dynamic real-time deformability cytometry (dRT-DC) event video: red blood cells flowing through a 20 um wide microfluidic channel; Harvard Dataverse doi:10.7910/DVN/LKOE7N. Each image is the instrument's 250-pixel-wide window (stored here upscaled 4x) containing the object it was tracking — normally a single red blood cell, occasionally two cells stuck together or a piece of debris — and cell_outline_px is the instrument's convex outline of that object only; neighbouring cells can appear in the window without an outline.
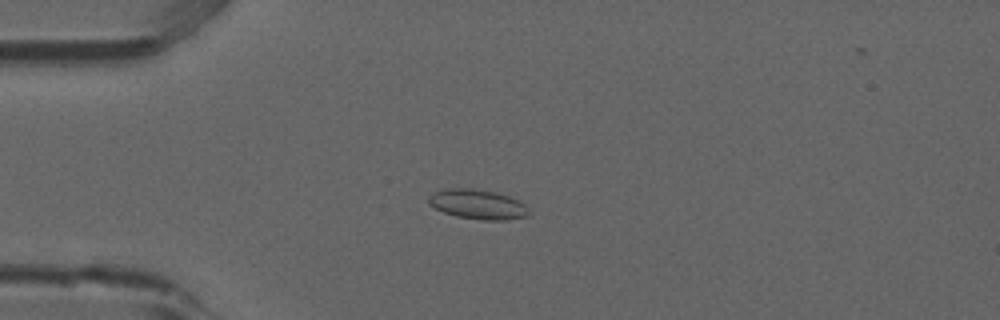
{"species": "common noctule bat (a hibernating species)", "species_latin": "Nyctalus noctula", "temperature_condition": "room temperature", "stored_images_in_passage": 44, "camera_frame_rate_fps": 3000, "um_per_image_px": 0.085, "animal": {"sex": "male", "forearm_length_mm": 52.5}, "frame": {"image": 1, "passage_image": 5, "time_ms": 1.333, "image_size_px": [1000, 320], "cell_outline_px": [[528, 216], [508, 220], [484, 220], [456, 216], [444, 212], [428, 204], [428, 196], [436, 192], [448, 188], [472, 188], [492, 192], [508, 196], [524, 204], [528, 212]], "centroid_in_image_um": [40.58, 17.37], "position_along_channel_um": 44.4, "area_um2": 17.05}}
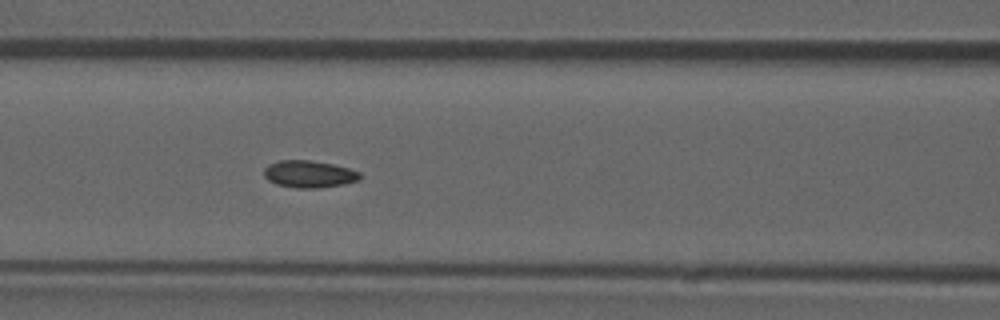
{"frame": {"image": 2, "passage_image": 14, "time_ms": 4.333, "image_size_px": [1000, 320], "cell_outline_px": [[360, 180], [344, 184], [316, 188], [296, 188], [276, 184], [268, 180], [264, 176], [264, 168], [268, 164], [280, 160], [312, 160], [332, 164], [348, 168], [360, 172]], "centroid_in_image_um": [26.25, 14.79], "position_along_channel_um": 140.3, "area_um2": 15.2}}
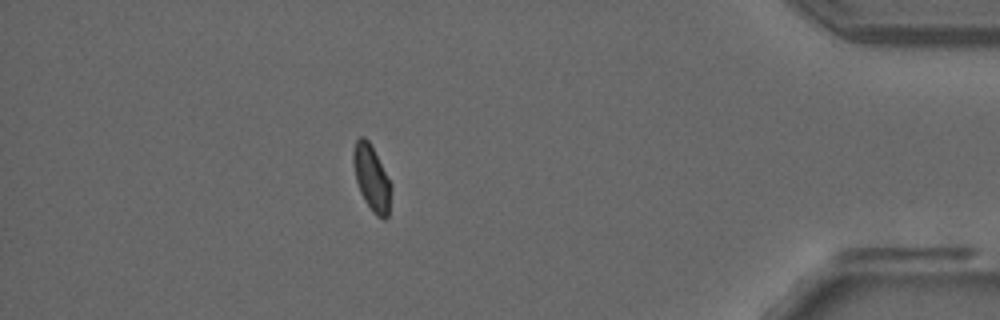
{"frame": {"image": 3, "passage_image": 38, "time_ms": 12.333, "image_size_px": [1000, 320], "cell_outline_px": [[392, 188], [388, 216], [384, 220], [376, 216], [372, 212], [364, 200], [360, 192], [356, 180], [352, 160], [352, 152], [356, 140], [360, 136], [364, 136], [368, 140], [392, 184]], "centroid_in_image_um": [31.59, 15.16], "position_along_channel_um": 403.6, "area_um2": 14.57}, "authors_computed_cell_mechanics": {"area_um2": 14.7101, "velocity_mm_per_s": 3.8696, "shape_relaxation_time_tau1_ms": null, "shape_relaxation_time_tau2_ms": 1.6089, "deformation_change_tau1": null, "deformation_change_tau2": 0.0627}}